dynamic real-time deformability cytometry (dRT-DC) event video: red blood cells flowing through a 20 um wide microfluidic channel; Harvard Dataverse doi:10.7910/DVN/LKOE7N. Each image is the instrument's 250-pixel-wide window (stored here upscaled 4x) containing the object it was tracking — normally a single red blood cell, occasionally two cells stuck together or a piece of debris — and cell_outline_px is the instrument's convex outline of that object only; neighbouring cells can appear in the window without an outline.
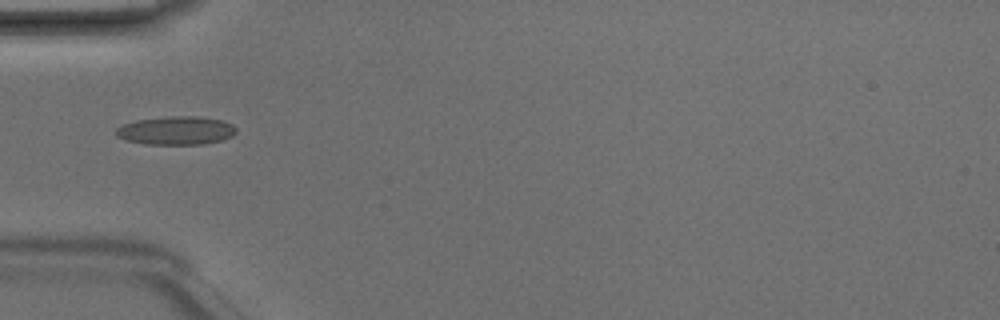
{"species": "Egyptian fruit bat (a non-hibernating species)", "species_latin": "Rousettus aegyptiacus", "temperature_condition": "room temperature", "stored_images_in_passage": 3, "camera_frame_rate_fps": 3000, "um_per_image_px": 0.085, "animal": {"sex": "male"}, "frame": {"image": 1, "passage_image": 3, "time_ms": 0.667, "image_size_px": [1000, 320], "cell_outline_px": [[236, 132], [232, 136], [220, 140], [200, 144], [144, 144], [124, 140], [116, 136], [116, 128], [124, 124], [136, 120], [168, 116], [196, 116], [224, 120], [232, 124], [236, 128]], "centroid_in_image_um": [14.95, 11.09], "position_along_channel_um": 70.0, "area_um2": 19.94}}